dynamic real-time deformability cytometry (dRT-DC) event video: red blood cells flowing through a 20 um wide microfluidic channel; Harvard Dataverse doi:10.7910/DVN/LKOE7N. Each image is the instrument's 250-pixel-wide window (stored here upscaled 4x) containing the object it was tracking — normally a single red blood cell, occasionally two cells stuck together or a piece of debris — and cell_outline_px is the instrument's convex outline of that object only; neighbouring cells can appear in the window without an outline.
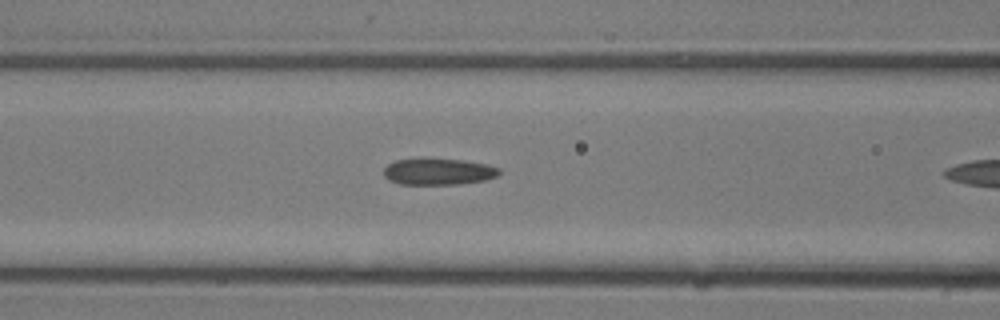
{"species": "common noctule bat (a hibernating species)", "species_latin": "Nyctalus noctula", "temperature_condition": "room temperature", "stored_images_in_passage": 9, "camera_frame_rate_fps": 3000, "um_per_image_px": 0.085, "animal": {"sex": "male", "body_mass_g": 13.3}, "frame": {"image": 1, "passage_image": 8, "time_ms": 2.333, "image_size_px": [1000, 320], "cell_outline_px": [[500, 176], [484, 180], [456, 184], [400, 184], [388, 180], [384, 176], [384, 168], [388, 164], [396, 160], [424, 156], [464, 160], [484, 164], [500, 168]], "centroid_in_image_um": [37.23, 14.55], "position_along_channel_um": 129.4, "area_um2": 18.38}}